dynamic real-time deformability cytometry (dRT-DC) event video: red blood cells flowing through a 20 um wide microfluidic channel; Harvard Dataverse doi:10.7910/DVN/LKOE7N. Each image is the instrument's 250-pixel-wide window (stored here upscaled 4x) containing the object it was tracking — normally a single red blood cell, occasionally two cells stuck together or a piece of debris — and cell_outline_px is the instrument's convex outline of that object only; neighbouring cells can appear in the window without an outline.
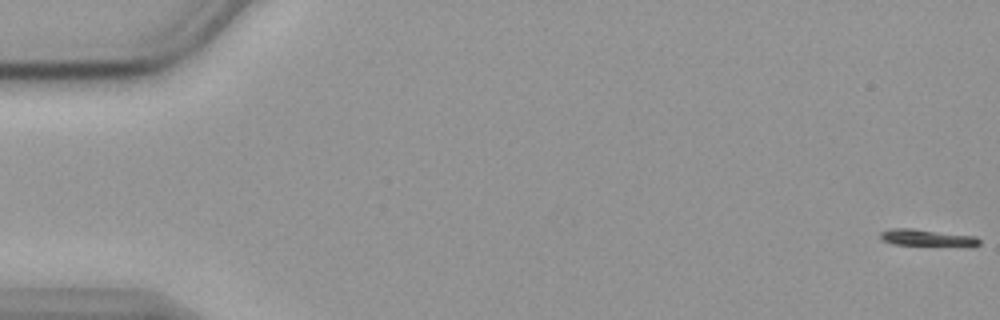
{"species": "common noctule bat (a hibernating species)", "species_latin": "Nyctalus noctula", "temperature_condition": "cold", "stored_images_in_passage": 58, "camera_frame_rate_fps": 3000, "um_per_image_px": 0.085, "animal": {"sex": "female", "body_mass_g": 19.9}, "frame": {"image": 1, "passage_image": 1, "time_ms": 0.0, "image_size_px": [1000, 320], "cell_outline_px": [[980, 244], [972, 248], [892, 244], [880, 240], [880, 232], [892, 228], [912, 228], [976, 236], [980, 240]], "centroid_in_image_um": [78.88, 20.25], "position_along_channel_um": 6.1, "area_um2": 10.35}}
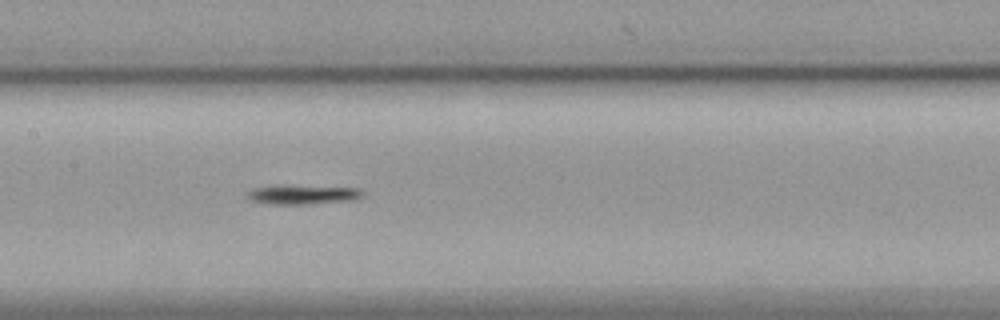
{"frame": {"image": 2, "passage_image": 28, "time_ms": 9.0, "image_size_px": [1000, 320], "cell_outline_px": [[364, 196], [356, 200], [304, 204], [272, 204], [252, 200], [248, 196], [248, 192], [256, 188], [356, 188], [364, 192]], "centroid_in_image_um": [25.86, 16.6], "position_along_channel_um": 181.5, "area_um2": 11.62}}
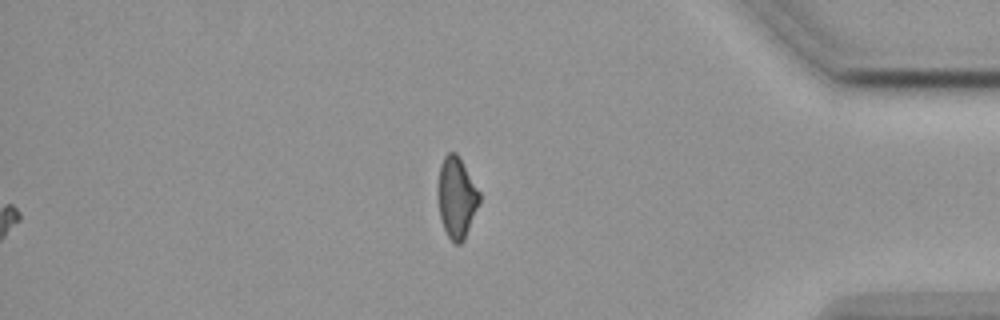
{"frame": {"image": 3, "passage_image": 58, "time_ms": 19.0, "image_size_px": [1000, 320], "cell_outline_px": [[480, 200], [464, 240], [460, 244], [456, 244], [448, 236], [444, 228], [440, 216], [436, 188], [440, 164], [444, 156], [448, 152], [456, 152], [480, 192]], "centroid_in_image_um": [38.78, 16.76], "position_along_channel_um": 396.4, "area_um2": 19.54}}